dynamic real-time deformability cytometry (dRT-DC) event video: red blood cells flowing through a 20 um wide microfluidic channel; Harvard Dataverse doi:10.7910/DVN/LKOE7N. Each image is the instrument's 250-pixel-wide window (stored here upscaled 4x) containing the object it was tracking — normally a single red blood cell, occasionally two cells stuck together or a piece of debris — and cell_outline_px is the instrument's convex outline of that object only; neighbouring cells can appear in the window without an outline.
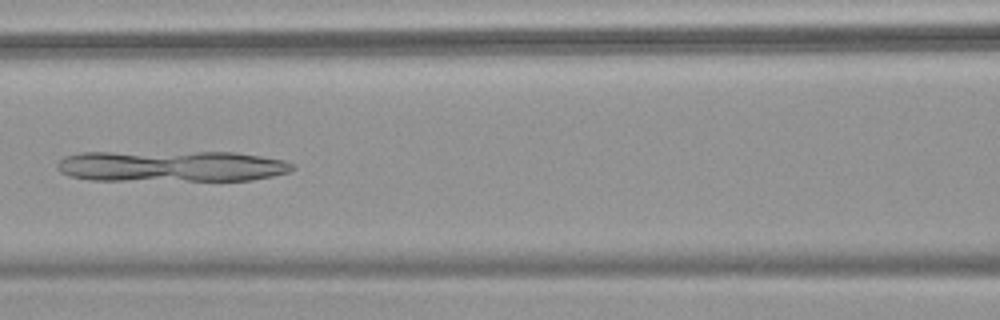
{"species": "common noctule bat (a hibernating species)", "species_latin": "Nyctalus noctula", "temperature_condition": "warm", "stored_images_in_passage": 53, "camera_frame_rate_fps": 3000, "um_per_image_px": 0.085, "animal": {"sex": "female", "body_mass_g": 18.4}, "frame": {"image": 1, "passage_image": 23, "time_ms": 7.333, "image_size_px": [1000, 320], "cell_outline_px": [[296, 168], [288, 172], [272, 176], [252, 180], [88, 180], [68, 176], [60, 172], [56, 168], [56, 164], [64, 156], [80, 152], [236, 152], [284, 160], [296, 164]], "centroid_in_image_um": [14.54, 14.12], "position_along_channel_um": 152.1, "area_um2": 43.12}}
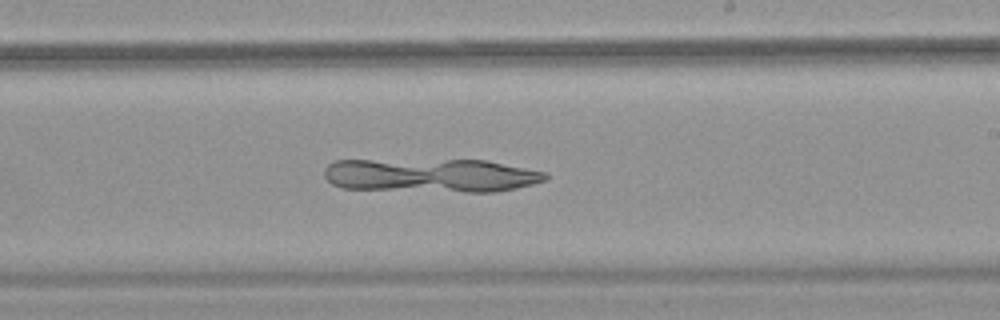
{"frame": {"image": 2, "passage_image": 31, "time_ms": 10.0, "image_size_px": [1000, 320], "cell_outline_px": [[548, 180], [516, 188], [496, 192], [464, 192], [340, 188], [332, 184], [324, 176], [324, 168], [332, 160], [484, 160], [548, 172]], "centroid_in_image_um": [36.63, 14.91], "position_along_channel_um": 252.4, "area_um2": 43.81}}